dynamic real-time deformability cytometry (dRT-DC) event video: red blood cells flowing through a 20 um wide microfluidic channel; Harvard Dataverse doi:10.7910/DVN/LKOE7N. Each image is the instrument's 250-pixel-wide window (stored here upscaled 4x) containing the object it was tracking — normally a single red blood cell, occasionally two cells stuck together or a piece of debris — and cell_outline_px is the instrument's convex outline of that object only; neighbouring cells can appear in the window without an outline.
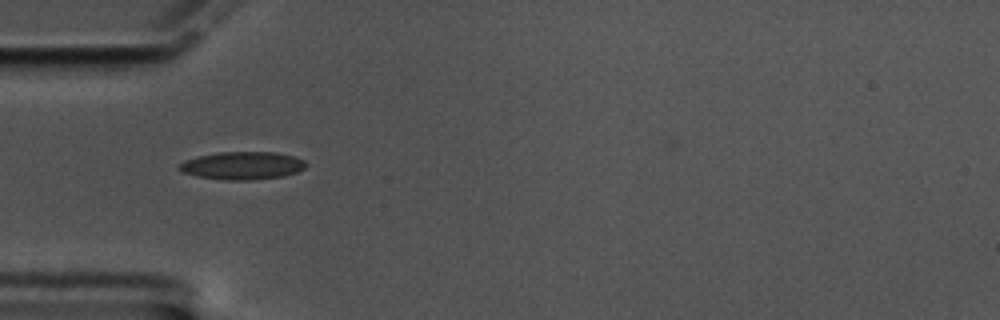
{"species": "common noctule bat (a hibernating species)", "species_latin": "Nyctalus noctula", "temperature_condition": "cold", "stored_images_in_passage": 42, "camera_frame_rate_fps": 3000, "um_per_image_px": 0.085, "animal": {"sex": "male", "body_mass_g": 17.5, "forearm_length_mm": 52.3}, "frame": {"image": 1, "passage_image": 1, "time_ms": 0.0, "image_size_px": [1000, 320], "cell_outline_px": [[308, 164], [304, 168], [296, 172], [284, 176], [252, 180], [224, 180], [196, 176], [180, 172], [176, 168], [184, 160], [196, 156], [220, 152], [276, 152], [292, 156], [304, 160]], "centroid_in_image_um": [20.56, 14.08], "position_along_channel_um": 64.4, "area_um2": 20.75}}
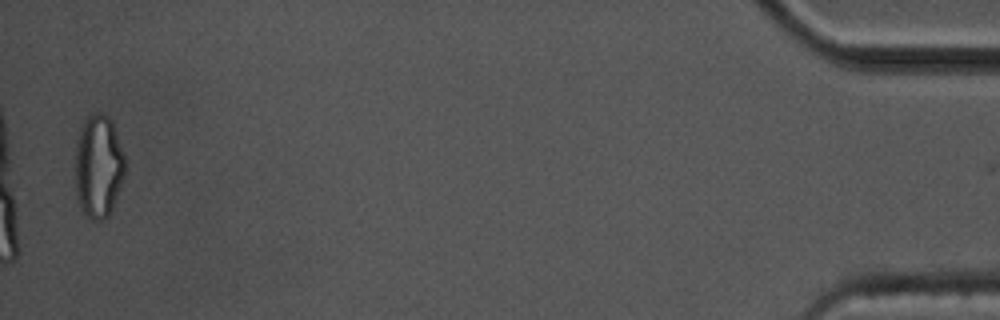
{"frame": {"image": 2, "passage_image": 41, "time_ms": 13.333, "image_size_px": [1000, 320], "cell_outline_px": [[124, 176], [108, 216], [104, 220], [92, 220], [80, 208], [76, 196], [76, 144], [84, 120], [92, 112], [96, 112], [108, 116], [112, 120], [124, 156]], "centroid_in_image_um": [8.36, 14.13], "position_along_channel_um": 426.8, "area_um2": 29.59}}